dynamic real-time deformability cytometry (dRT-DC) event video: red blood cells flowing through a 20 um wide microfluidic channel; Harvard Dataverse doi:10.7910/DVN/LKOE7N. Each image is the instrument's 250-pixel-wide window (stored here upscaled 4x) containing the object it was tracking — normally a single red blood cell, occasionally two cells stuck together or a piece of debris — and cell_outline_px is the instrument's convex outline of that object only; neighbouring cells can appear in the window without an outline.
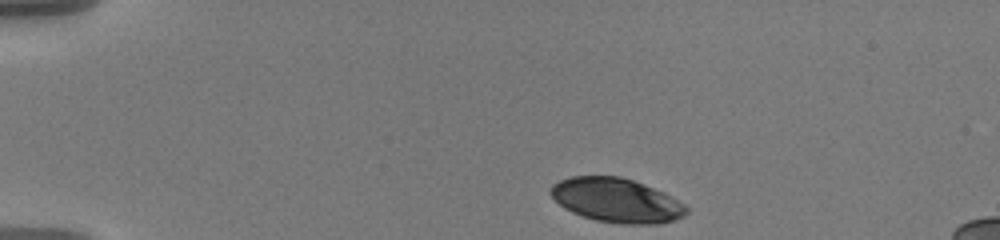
{"species": "human", "species_latin": "Homo sapiens", "temperature_condition": "warm", "stored_images_in_passage": 47, "camera_frame_rate_fps": 3000, "um_per_image_px": 0.085, "donor": {"sex": "male"}, "frame": {"image": 1, "passage_image": 1, "time_ms": 0.0, "image_size_px": [1000, 240], "cell_outline_px": [[688, 212], [684, 216], [660, 224], [620, 224], [596, 220], [572, 212], [564, 208], [548, 192], [548, 188], [552, 184], [560, 180], [572, 176], [620, 176], [644, 184], [664, 192], [684, 204], [688, 208]], "centroid_in_image_um": [52.39, 17.02], "position_along_channel_um": 32.6, "area_um2": 34.97}}
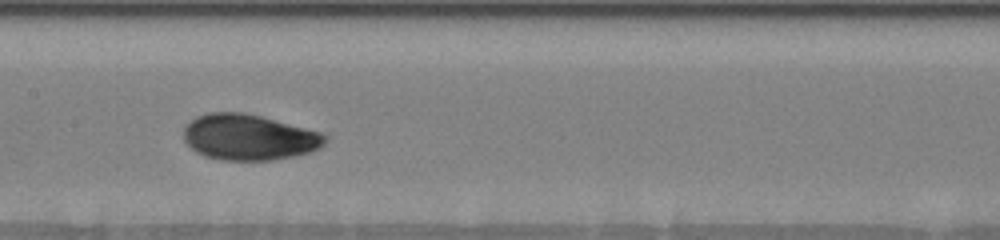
{"frame": {"image": 2, "passage_image": 20, "time_ms": 6.333, "image_size_px": [1000, 240], "cell_outline_px": [[328, 140], [320, 148], [308, 152], [292, 156], [272, 160], [220, 160], [204, 156], [196, 152], [184, 140], [184, 128], [196, 116], [208, 112], [244, 112], [260, 116], [320, 132], [328, 136]], "centroid_in_image_um": [21.15, 11.66], "position_along_channel_um": 186.3, "area_um2": 37.63}}
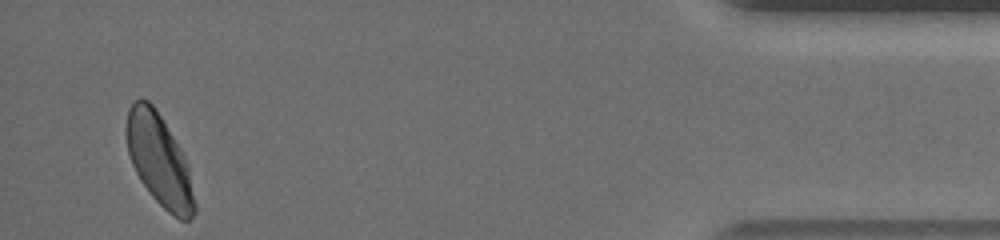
{"frame": {"image": 3, "passage_image": 45, "time_ms": 14.667, "image_size_px": [1000, 240], "cell_outline_px": [[196, 212], [188, 220], [180, 220], [168, 212], [152, 196], [140, 180], [132, 164], [128, 152], [124, 128], [128, 108], [136, 100], [148, 100], [156, 108], [180, 148], [188, 164], [196, 204]], "centroid_in_image_um": [13.53, 13.61], "position_along_channel_um": 421.7, "area_um2": 36.41}, "authors_computed_cell_mechanics": {"area_um2": 36.9342, "velocity_mm_per_s": 3.5673, "shape_relaxation_time_tau1_ms": 3.7637, "shape_relaxation_time_tau2_ms": 1.1501, "deformation_change_tau1": 0.1342, "deformation_change_tau2": 0.0408}}